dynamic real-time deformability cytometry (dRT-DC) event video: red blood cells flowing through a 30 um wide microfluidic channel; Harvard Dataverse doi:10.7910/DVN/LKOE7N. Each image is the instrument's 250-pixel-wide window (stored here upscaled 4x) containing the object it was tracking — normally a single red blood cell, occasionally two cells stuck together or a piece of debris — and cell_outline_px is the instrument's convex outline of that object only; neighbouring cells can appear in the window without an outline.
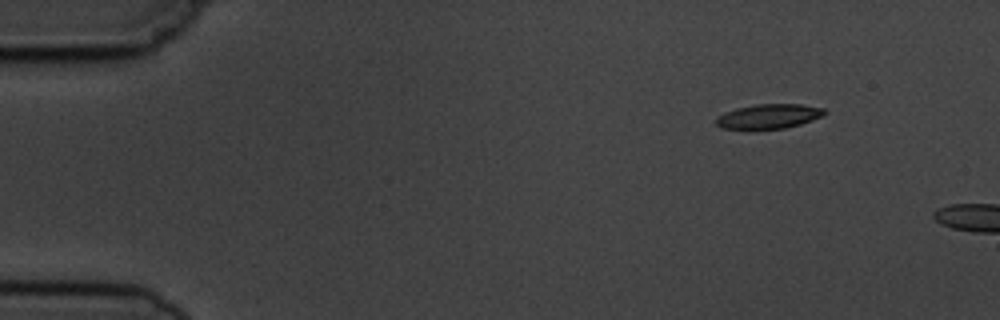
{"species": "common noctule bat (a hibernating species)", "species_latin": "Nyctalus noctula", "temperature_condition": "cold", "stored_images_in_passage": 2, "camera_frame_rate_fps": 3000, "um_per_image_px": 0.085, "animal": {"sex": "male", "body_mass_g": 19.5, "forearm_length_mm": 54.6}, "frame": {"image": 1, "passage_image": 1, "time_ms": 0.0, "image_size_px": [1000, 320], "cell_outline_px": [[828, 112], [824, 116], [800, 124], [784, 128], [752, 132], [748, 132], [720, 128], [716, 124], [716, 116], [736, 108], [756, 104], [804, 104], [824, 108]], "centroid_in_image_um": [65.3, 9.93], "position_along_channel_um": 19.7, "area_um2": 16.42}}